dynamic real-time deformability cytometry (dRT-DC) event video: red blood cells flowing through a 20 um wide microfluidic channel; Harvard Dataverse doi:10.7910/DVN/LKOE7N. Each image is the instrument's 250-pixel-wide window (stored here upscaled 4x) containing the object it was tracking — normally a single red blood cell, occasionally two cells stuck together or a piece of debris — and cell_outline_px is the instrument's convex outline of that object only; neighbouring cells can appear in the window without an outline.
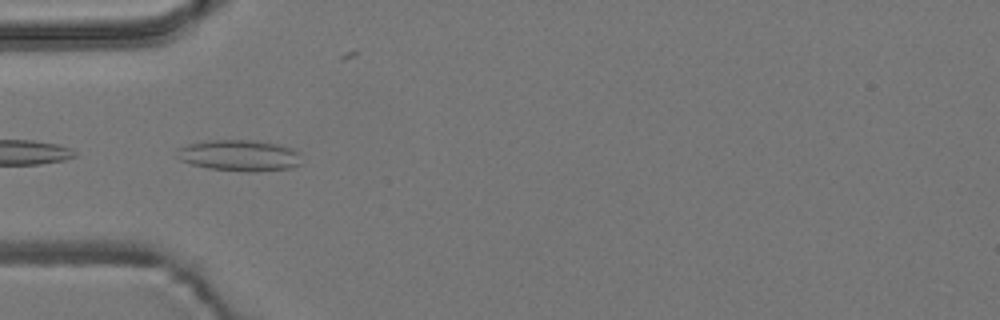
{"species": "common noctule bat (a hibernating species)", "species_latin": "Nyctalus noctula", "temperature_condition": "room temperature", "stored_images_in_passage": 5, "camera_frame_rate_fps": 3000, "um_per_image_px": 0.085, "animal": {"sex": "male", "body_mass_g": 19.2, "forearm_length_mm": 51.8}, "frame": {"image": 1, "passage_image": 5, "time_ms": 1.333, "image_size_px": [1000, 320], "cell_outline_px": [[304, 164], [292, 168], [248, 172], [208, 168], [192, 164], [180, 160], [176, 156], [180, 148], [188, 144], [204, 140], [256, 140], [280, 144], [292, 148], [300, 152]], "centroid_in_image_um": [20.43, 13.21], "position_along_channel_um": 64.6, "area_um2": 23.0}}